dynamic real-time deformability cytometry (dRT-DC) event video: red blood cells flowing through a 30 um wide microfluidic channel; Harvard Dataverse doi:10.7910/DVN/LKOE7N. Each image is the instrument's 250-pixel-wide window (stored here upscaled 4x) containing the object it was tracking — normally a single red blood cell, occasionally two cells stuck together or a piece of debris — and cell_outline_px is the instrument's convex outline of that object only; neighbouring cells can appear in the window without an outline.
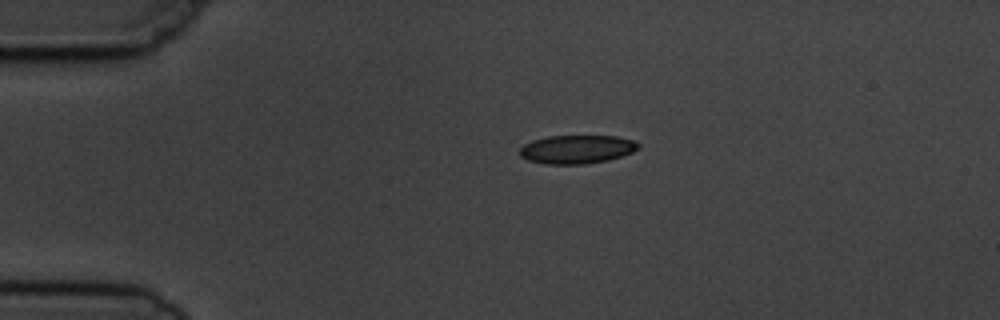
{"species": "common noctule bat (a hibernating species)", "species_latin": "Nyctalus noctula", "temperature_condition": "cold", "stored_images_in_passage": 2, "camera_frame_rate_fps": 3000, "um_per_image_px": 0.085, "animal": {"sex": "male", "body_mass_g": 19.5, "forearm_length_mm": 54.6}, "frame": {"image": 1, "passage_image": 1, "time_ms": 0.0, "image_size_px": [1000, 320], "cell_outline_px": [[640, 148], [632, 152], [608, 160], [584, 164], [548, 164], [528, 160], [520, 156], [520, 148], [524, 144], [532, 140], [548, 136], [616, 136], [632, 140], [640, 144]], "centroid_in_image_um": [49.03, 12.69], "position_along_channel_um": 36.0, "area_um2": 19.65}}